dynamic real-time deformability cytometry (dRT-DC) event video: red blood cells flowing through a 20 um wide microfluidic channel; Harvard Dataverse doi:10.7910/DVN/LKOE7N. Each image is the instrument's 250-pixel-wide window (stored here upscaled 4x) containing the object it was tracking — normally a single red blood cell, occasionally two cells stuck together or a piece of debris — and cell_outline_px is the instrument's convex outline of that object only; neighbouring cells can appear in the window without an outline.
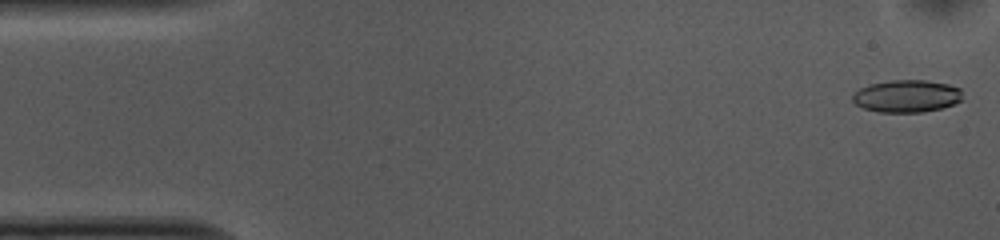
{"species": "common noctule bat (a hibernating species)", "species_latin": "Nyctalus noctula", "temperature_condition": "cold", "stored_images_in_passage": 52, "camera_frame_rate_fps": 3000, "um_per_image_px": 0.085, "animal": {"sex": "female", "body_mass_g": 10.0, "forearm_length_mm": 53.1}, "frame": {"image": 1, "passage_image": 1, "time_ms": 0.0, "image_size_px": [1000, 240], "cell_outline_px": [[960, 100], [952, 104], [940, 108], [924, 112], [880, 112], [864, 108], [856, 104], [852, 100], [852, 92], [860, 88], [872, 84], [892, 80], [924, 80], [948, 84], [960, 88]], "centroid_in_image_um": [77.03, 8.17], "position_along_channel_um": 8.0, "area_um2": 20.52}}
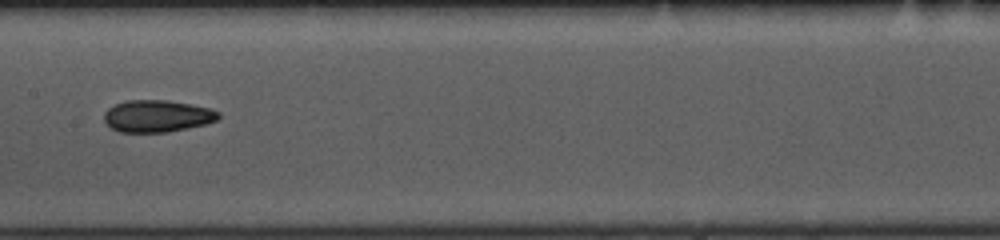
{"frame": {"image": 2, "passage_image": 25, "time_ms": 8.0, "image_size_px": [1000, 240], "cell_outline_px": [[220, 116], [216, 120], [208, 124], [168, 132], [120, 132], [112, 128], [104, 120], [104, 112], [108, 108], [116, 104], [128, 100], [168, 100], [212, 108], [220, 112]], "centroid_in_image_um": [13.4, 9.86], "position_along_channel_um": 194.0, "area_um2": 21.44}}
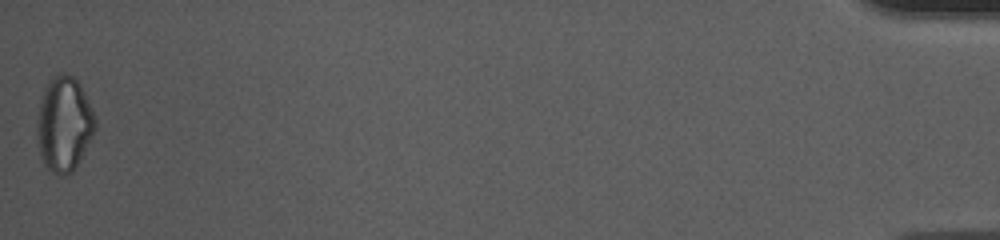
{"frame": {"image": 3, "passage_image": 52, "time_ms": 17.0, "image_size_px": [1000, 240], "cell_outline_px": [[96, 128], [92, 136], [72, 172], [60, 176], [52, 172], [44, 164], [40, 156], [36, 132], [36, 124], [40, 96], [48, 80], [60, 72], [64, 72], [72, 76], [80, 84], [96, 116]], "centroid_in_image_um": [5.42, 10.51], "position_along_channel_um": 429.8, "area_um2": 32.31}, "authors_computed_cell_mechanics": {"area_um2": 21.5883, "velocity_mm_per_s": 3.7377, "shape_relaxation_time_tau1_ms": 9.657, "shape_relaxation_time_tau2_ms": 7.7692, "deformation_change_tau1": 0.1684, "deformation_change_tau2": 0.1676}}